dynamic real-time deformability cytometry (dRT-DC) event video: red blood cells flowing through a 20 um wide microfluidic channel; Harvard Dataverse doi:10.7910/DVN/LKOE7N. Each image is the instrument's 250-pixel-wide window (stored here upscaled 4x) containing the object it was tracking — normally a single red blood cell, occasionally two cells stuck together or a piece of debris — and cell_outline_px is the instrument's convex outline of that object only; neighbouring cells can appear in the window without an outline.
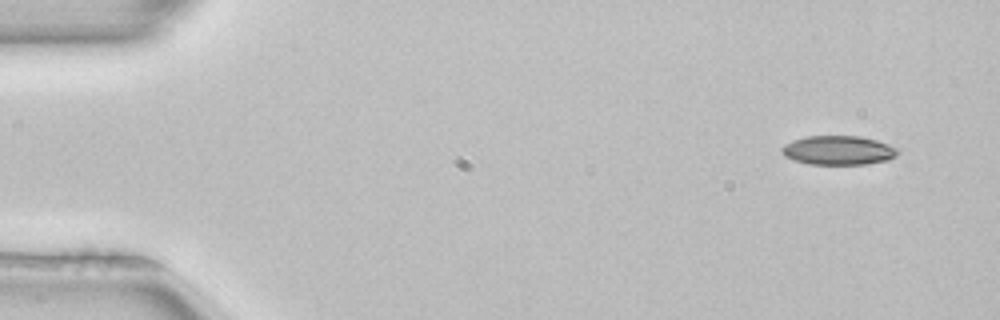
{"species": "common noctule bat (a hibernating species)", "species_latin": "Nyctalus noctula", "temperature_condition": "room temperature", "stored_images_in_passage": 3, "camera_frame_rate_fps": 3000, "um_per_image_px": 0.085, "animal": {"sex": "female", "body_mass_g": 22.7, "forearm_length_mm": 54.2}, "frame": {"image": 1, "passage_image": 1, "time_ms": 0.0, "image_size_px": [1000, 320], "cell_outline_px": [[900, 152], [896, 156], [888, 160], [868, 164], [808, 164], [784, 156], [780, 152], [780, 148], [784, 144], [792, 140], [808, 136], [860, 136], [876, 140], [900, 148]], "centroid_in_image_um": [71.28, 12.77], "position_along_channel_um": 13.7, "area_um2": 19.88}}
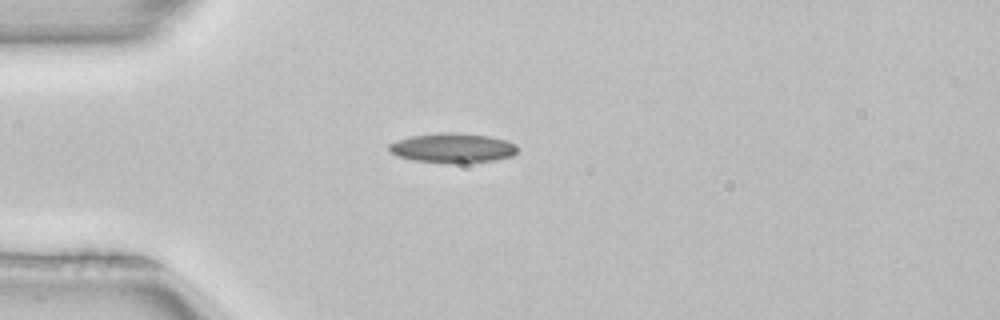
{"frame": {"image": 2, "passage_image": 3, "time_ms": 0.667, "image_size_px": [1000, 320], "cell_outline_px": [[516, 152], [512, 156], [496, 160], [416, 160], [396, 156], [388, 148], [388, 144], [396, 140], [412, 136], [440, 132], [452, 132], [488, 136], [504, 140], [516, 144]], "centroid_in_image_um": [38.44, 12.52], "position_along_channel_um": 46.6, "area_um2": 20.98}}